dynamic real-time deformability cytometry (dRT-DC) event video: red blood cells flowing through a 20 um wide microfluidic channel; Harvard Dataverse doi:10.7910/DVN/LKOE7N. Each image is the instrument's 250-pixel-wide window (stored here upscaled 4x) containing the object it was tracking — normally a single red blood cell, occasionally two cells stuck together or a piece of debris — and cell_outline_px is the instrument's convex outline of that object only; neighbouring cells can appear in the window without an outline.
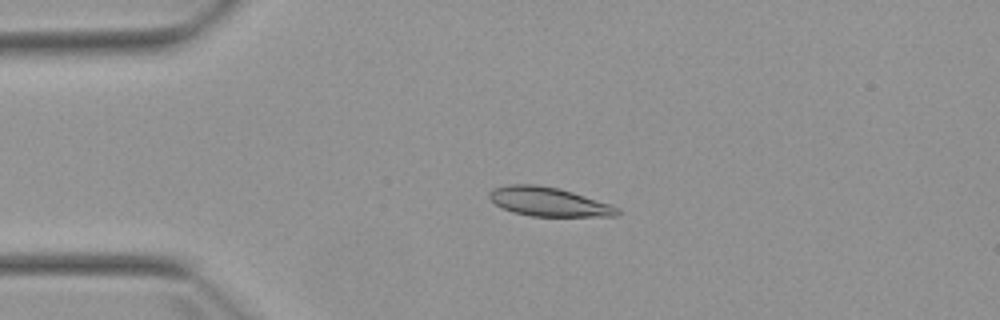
{"species": "Egyptian fruit bat (a non-hibernating species)", "species_latin": "Rousettus aegyptiacus", "temperature_condition": "warm", "stored_images_in_passage": 4, "camera_frame_rate_fps": 3000, "um_per_image_px": 0.085, "animal": {"sex": "female"}, "frame": {"image": 1, "passage_image": 2, "time_ms": 1.0, "image_size_px": [1000, 320], "cell_outline_px": [[620, 212], [616, 216], [532, 216], [512, 212], [496, 204], [488, 196], [488, 192], [492, 188], [512, 184], [536, 184], [556, 188], [572, 192], [620, 208]], "centroid_in_image_um": [46.6, 17.15], "position_along_channel_um": 38.4, "area_um2": 21.33}}
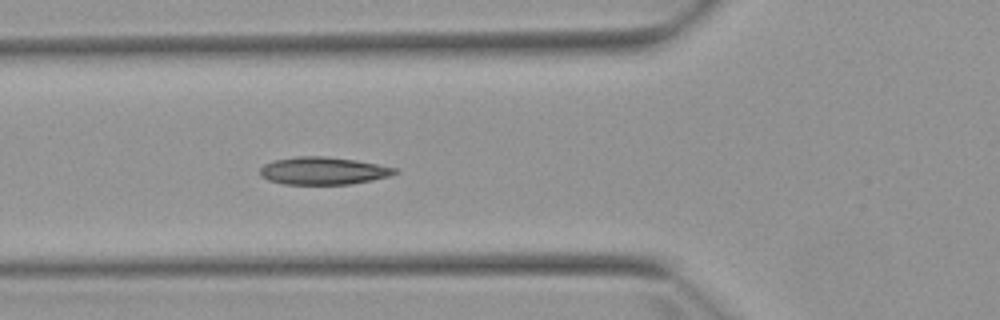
{"frame": {"image": 2, "passage_image": 4, "time_ms": 3.333, "image_size_px": [1000, 320], "cell_outline_px": [[400, 172], [392, 176], [352, 184], [284, 184], [268, 180], [260, 176], [260, 168], [264, 164], [276, 160], [296, 156], [324, 156], [356, 160], [400, 168]], "centroid_in_image_um": [27.54, 14.52], "position_along_channel_um": 98.3, "area_um2": 21.91}}